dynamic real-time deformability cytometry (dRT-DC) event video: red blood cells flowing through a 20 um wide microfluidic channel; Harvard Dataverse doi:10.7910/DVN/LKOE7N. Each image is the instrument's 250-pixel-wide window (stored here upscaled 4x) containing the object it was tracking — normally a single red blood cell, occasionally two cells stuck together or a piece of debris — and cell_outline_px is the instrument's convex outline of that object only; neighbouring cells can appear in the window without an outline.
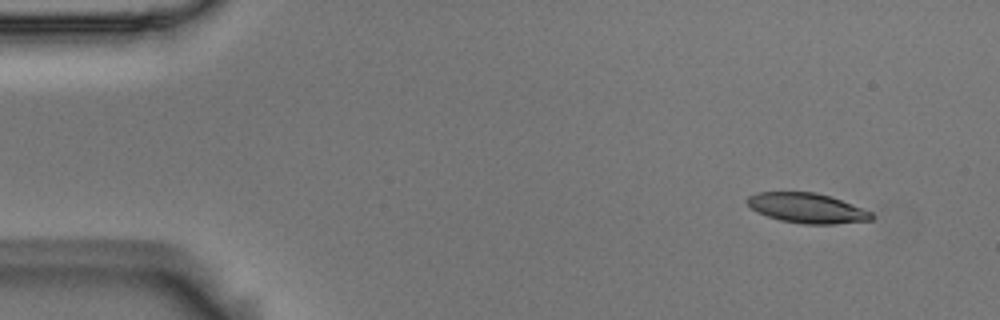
{"species": "Egyptian fruit bat (a non-hibernating species)", "species_latin": "Rousettus aegyptiacus", "temperature_condition": "room temperature", "stored_images_in_passage": 50, "camera_frame_rate_fps": 3000, "um_per_image_px": 0.085, "animal": {"sex": "male"}, "frame": {"image": 1, "passage_image": 1, "time_ms": 0.0, "image_size_px": [1000, 320], "cell_outline_px": [[876, 216], [872, 220], [836, 224], [804, 224], [780, 220], [768, 216], [752, 208], [748, 204], [748, 196], [756, 192], [816, 192], [832, 196], [872, 212]], "centroid_in_image_um": [68.66, 17.68], "position_along_channel_um": 16.3, "area_um2": 21.68}}
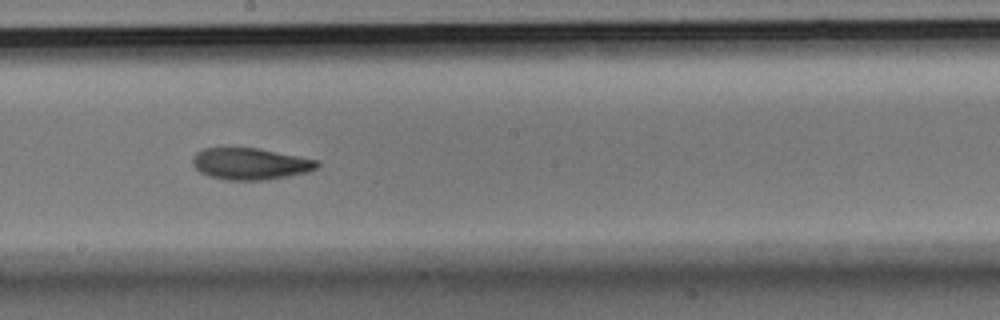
{"frame": {"image": 2, "passage_image": 26, "time_ms": 8.333, "image_size_px": [1000, 320], "cell_outline_px": [[320, 164], [316, 168], [308, 172], [288, 176], [260, 180], [224, 180], [208, 176], [200, 172], [192, 164], [192, 156], [196, 152], [204, 148], [260, 148], [320, 160]], "centroid_in_image_um": [21.28, 13.92], "position_along_channel_um": 226.9, "area_um2": 23.18}}
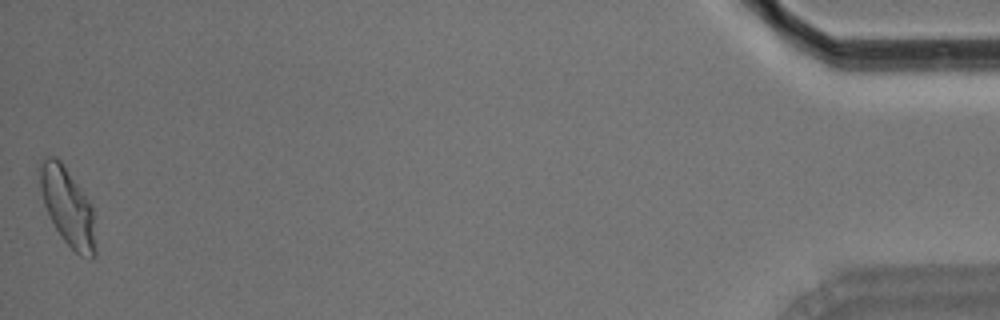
{"frame": {"image": 3, "passage_image": 50, "time_ms": 16.333, "image_size_px": [1000, 320], "cell_outline_px": [[96, 256], [92, 260], [80, 256], [64, 240], [56, 228], [44, 204], [40, 188], [36, 168], [48, 156], [56, 156], [60, 160], [92, 204], [96, 252]], "centroid_in_image_um": [5.75, 17.57], "position_along_channel_um": 429.5, "area_um2": 25.26}, "authors_computed_cell_mechanics": {"area_um2": 23.0911, "velocity_mm_per_s": 3.7144, "shape_relaxation_time_tau1_ms": 3.8392, "shape_relaxation_time_tau2_ms": 3.9611, "deformation_change_tau1": 0.1815, "deformation_change_tau2": 0.1162}}